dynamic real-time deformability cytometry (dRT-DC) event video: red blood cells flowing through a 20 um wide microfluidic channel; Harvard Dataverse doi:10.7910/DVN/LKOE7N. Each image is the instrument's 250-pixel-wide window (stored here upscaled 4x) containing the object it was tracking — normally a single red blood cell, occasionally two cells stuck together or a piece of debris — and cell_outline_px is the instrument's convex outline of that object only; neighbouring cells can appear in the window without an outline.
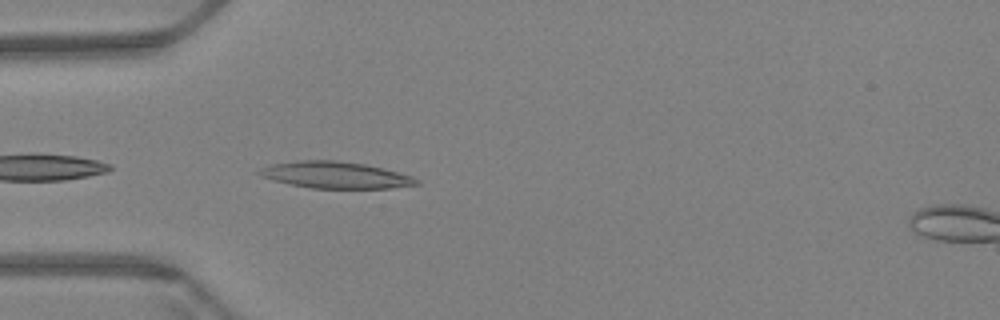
{"species": "Egyptian fruit bat (a non-hibernating species)", "species_latin": "Rousettus aegyptiacus", "temperature_condition": "warm", "stored_images_in_passage": 7, "camera_frame_rate_fps": 3000, "um_per_image_px": 0.085, "animal": {"sex": "female"}, "frame": {"image": 1, "passage_image": 3, "time_ms": 0.667, "image_size_px": [1000, 320], "cell_outline_px": [[420, 184], [388, 188], [312, 188], [272, 180], [260, 176], [256, 172], [260, 168], [272, 164], [296, 160], [336, 160], [364, 164], [412, 176], [420, 180]], "centroid_in_image_um": [28.47, 14.87], "position_along_channel_um": 56.5, "area_um2": 24.22}}